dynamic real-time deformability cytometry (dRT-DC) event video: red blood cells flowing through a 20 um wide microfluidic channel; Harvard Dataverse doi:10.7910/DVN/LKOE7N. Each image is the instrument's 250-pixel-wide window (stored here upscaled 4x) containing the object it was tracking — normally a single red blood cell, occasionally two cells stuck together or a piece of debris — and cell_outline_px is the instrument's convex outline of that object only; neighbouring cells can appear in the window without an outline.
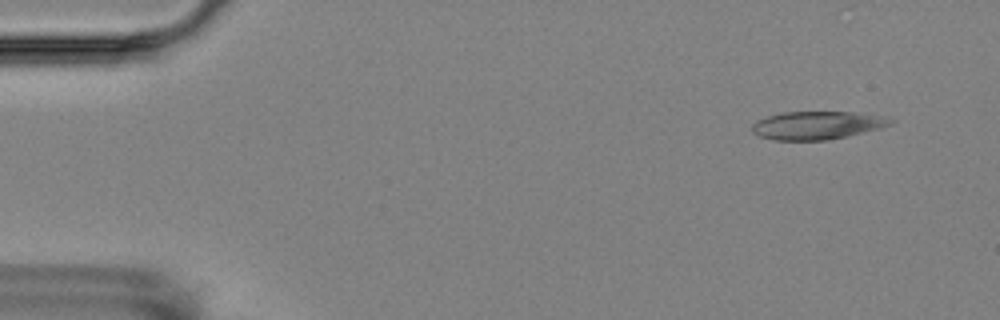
{"species": "Egyptian fruit bat (a non-hibernating species)", "species_latin": "Rousettus aegyptiacus", "temperature_condition": "room temperature", "stored_images_in_passage": 5, "camera_frame_rate_fps": 3000, "um_per_image_px": 0.085, "animal": {"sex": "female"}, "frame": {"image": 1, "passage_image": 2, "time_ms": 1.0, "image_size_px": [1000, 320], "cell_outline_px": [[896, 120], [892, 124], [880, 128], [848, 136], [828, 140], [776, 140], [760, 136], [752, 132], [752, 124], [756, 120], [768, 116], [784, 112], [852, 112], [884, 116]], "centroid_in_image_um": [69.47, 10.65], "position_along_channel_um": 15.5, "area_um2": 22.66}}